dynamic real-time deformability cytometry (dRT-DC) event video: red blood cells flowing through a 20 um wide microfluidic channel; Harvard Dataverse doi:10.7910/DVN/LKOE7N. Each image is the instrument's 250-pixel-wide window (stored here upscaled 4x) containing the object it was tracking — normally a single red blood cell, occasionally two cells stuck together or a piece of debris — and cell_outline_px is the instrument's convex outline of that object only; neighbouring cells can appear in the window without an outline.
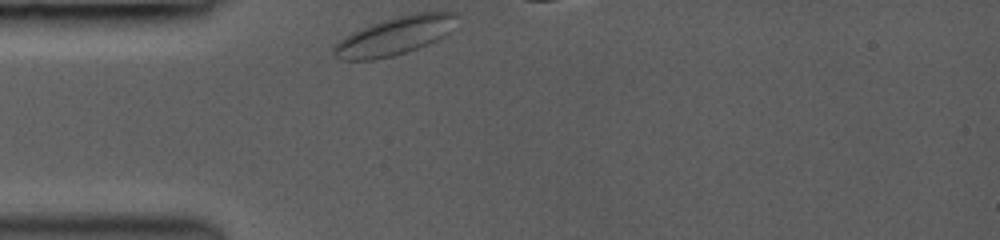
{"species": "common noctule bat (a hibernating species)", "species_latin": "Nyctalus noctula", "temperature_condition": "room temperature", "stored_images_in_passage": 7, "camera_frame_rate_fps": 3000, "um_per_image_px": 0.085, "animal": {"sex": "female", "body_mass_g": 19.0, "forearm_length_mm": 53.3}, "frame": {"image": 1, "passage_image": 1, "time_ms": 0.0, "image_size_px": [1000, 240], "cell_outline_px": [[456, 16], [448, 32], [444, 36], [428, 44], [408, 52], [392, 56], [372, 60], [340, 60], [332, 56], [332, 48], [340, 40], [352, 32], [372, 24], [396, 16], [416, 12], [456, 12]], "centroid_in_image_um": [33.49, 3.07], "position_along_channel_um": 51.5, "area_um2": 27.11}}